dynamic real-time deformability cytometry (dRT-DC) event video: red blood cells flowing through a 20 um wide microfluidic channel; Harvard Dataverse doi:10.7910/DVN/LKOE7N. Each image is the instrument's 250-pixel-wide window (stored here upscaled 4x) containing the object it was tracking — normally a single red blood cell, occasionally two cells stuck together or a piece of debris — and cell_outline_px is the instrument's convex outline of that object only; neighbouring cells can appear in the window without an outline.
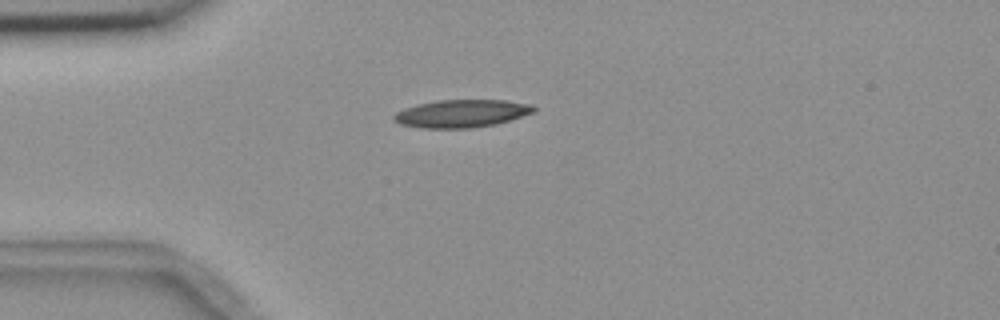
{"species": "common noctule bat (a hibernating species)", "species_latin": "Nyctalus noctula", "temperature_condition": "room temperature", "stored_images_in_passage": 9, "camera_frame_rate_fps": 3000, "um_per_image_px": 0.085, "animal": {"sex": "female", "body_mass_g": 18.4}, "frame": {"image": 1, "passage_image": 4, "time_ms": 3.333, "image_size_px": [1000, 320], "cell_outline_px": [[536, 112], [496, 124], [472, 128], [420, 128], [400, 124], [392, 120], [392, 116], [396, 112], [404, 108], [436, 100], [504, 100], [532, 104], [536, 108]], "centroid_in_image_um": [39.24, 9.65], "position_along_channel_um": 45.8, "area_um2": 22.77}}
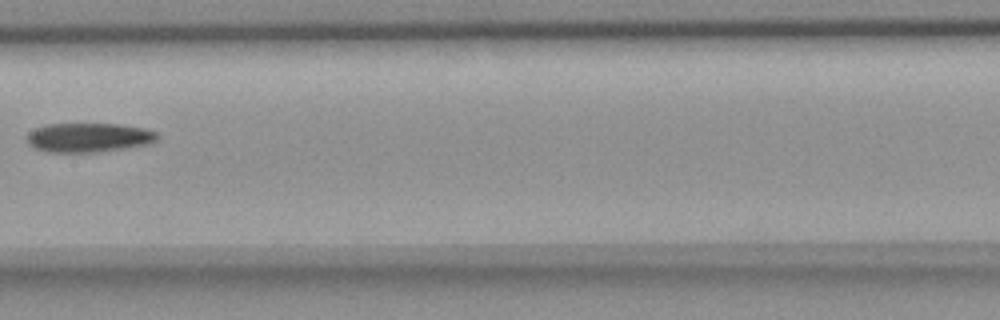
{"frame": {"image": 2, "passage_image": 8, "time_ms": 8.0, "image_size_px": [1000, 320], "cell_outline_px": [[160, 136], [156, 140], [144, 144], [124, 148], [96, 152], [48, 152], [36, 148], [28, 144], [28, 132], [36, 128], [48, 124], [120, 124], [144, 128], [156, 132]], "centroid_in_image_um": [7.53, 11.68], "position_along_channel_um": 199.9, "area_um2": 21.96}}
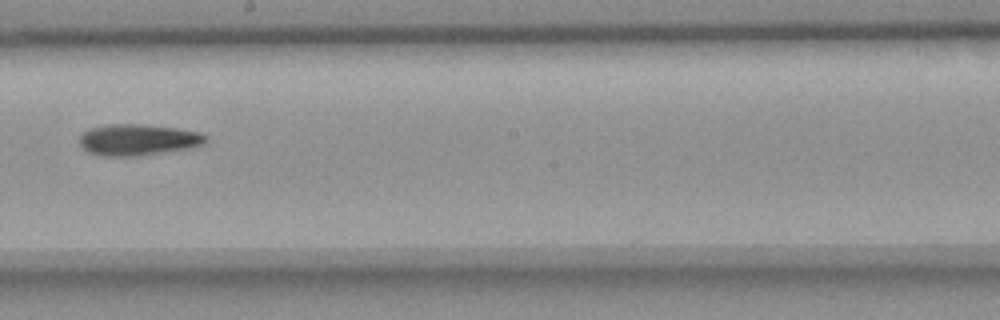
{"frame": {"image": 3, "passage_image": 9, "time_ms": 9.0, "image_size_px": [1000, 320], "cell_outline_px": [[208, 144], [188, 148], [140, 156], [100, 156], [88, 152], [80, 144], [80, 136], [88, 128], [108, 124], [144, 124], [176, 128], [200, 132], [208, 136]], "centroid_in_image_um": [11.76, 11.88], "position_along_channel_um": 236.4, "area_um2": 23.29}}